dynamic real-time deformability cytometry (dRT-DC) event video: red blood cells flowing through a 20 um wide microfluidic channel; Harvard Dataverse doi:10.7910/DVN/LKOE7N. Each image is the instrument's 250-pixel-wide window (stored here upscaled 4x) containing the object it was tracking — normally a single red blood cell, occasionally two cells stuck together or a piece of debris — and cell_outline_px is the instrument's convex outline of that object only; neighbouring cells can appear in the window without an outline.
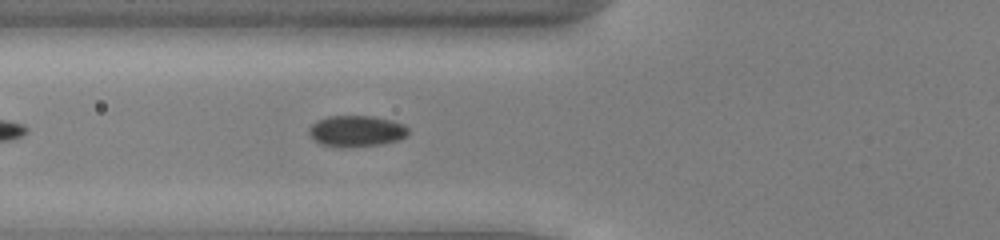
{"species": "common noctule bat (a hibernating species)", "species_latin": "Nyctalus noctula", "temperature_condition": "cold", "stored_images_in_passage": 39, "camera_frame_rate_fps": 3000, "um_per_image_px": 0.085, "animal": {"sex": "male", "body_mass_g": 13.0, "forearm_length_mm": 53.1}, "frame": {"image": 1, "passage_image": 7, "time_ms": 2.0, "image_size_px": [1000, 240], "cell_outline_px": [[408, 136], [400, 140], [384, 144], [348, 148], [336, 148], [320, 144], [312, 140], [308, 132], [308, 128], [312, 124], [328, 116], [372, 116], [392, 120], [404, 124], [408, 128]], "centroid_in_image_um": [30.29, 11.17], "position_along_channel_um": 95.5, "area_um2": 18.55}}
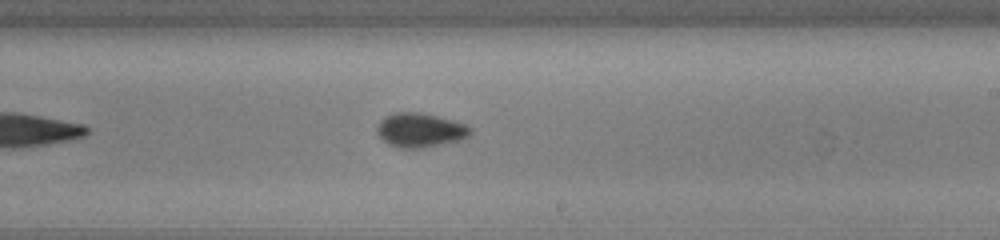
{"frame": {"image": 2, "passage_image": 19, "time_ms": 6.0, "image_size_px": [1000, 240], "cell_outline_px": [[472, 132], [468, 136], [460, 140], [424, 148], [396, 148], [388, 144], [376, 132], [376, 128], [380, 120], [384, 116], [392, 112], [420, 112], [452, 120], [464, 124], [472, 128]], "centroid_in_image_um": [35.68, 11.06], "position_along_channel_um": 253.3, "area_um2": 18.73}}
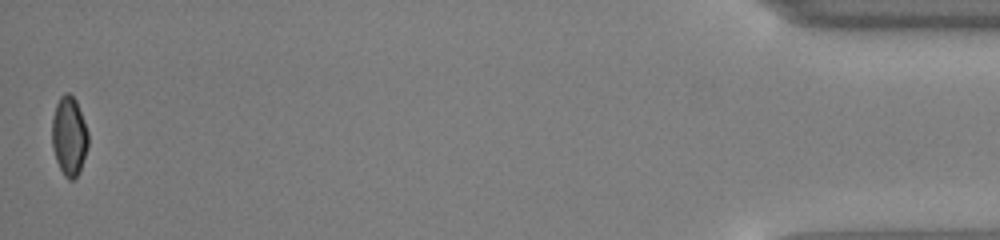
{"frame": {"image": 3, "passage_image": 39, "time_ms": 12.667, "image_size_px": [1000, 240], "cell_outline_px": [[88, 148], [80, 172], [72, 180], [68, 180], [64, 176], [56, 160], [52, 148], [52, 120], [56, 104], [60, 96], [64, 92], [68, 92], [76, 100], [84, 120], [88, 132]], "centroid_in_image_um": [5.88, 11.58], "position_along_channel_um": 429.3, "area_um2": 16.88}, "authors_computed_cell_mechanics": {"area_um2": 17.8024, "velocity_mm_per_s": 3.9482, "shape_relaxation_time_tau1_ms": 2.5363, "shape_relaxation_time_tau2_ms": null, "deformation_change_tau1": 0.053, "deformation_change_tau2": null}}